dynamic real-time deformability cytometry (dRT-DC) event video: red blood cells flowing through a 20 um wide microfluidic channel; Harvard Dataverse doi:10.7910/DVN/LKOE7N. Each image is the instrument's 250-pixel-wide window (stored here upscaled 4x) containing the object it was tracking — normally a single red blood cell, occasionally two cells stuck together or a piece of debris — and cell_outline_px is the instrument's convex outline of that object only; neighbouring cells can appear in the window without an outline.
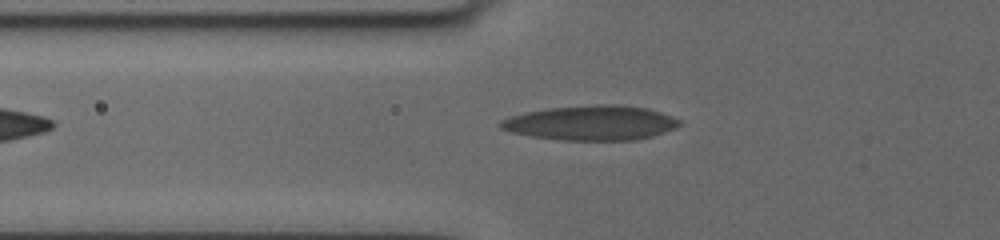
{"species": "human", "species_latin": "Homo sapiens", "temperature_condition": "cold", "stored_images_in_passage": 5, "camera_frame_rate_fps": 3000, "um_per_image_px": 0.085, "donor": {"sex": "female"}, "frame": {"image": 1, "passage_image": 5, "time_ms": 4.0, "image_size_px": [1000, 240], "cell_outline_px": [[680, 124], [676, 128], [652, 136], [636, 140], [564, 140], [532, 136], [512, 132], [500, 128], [500, 120], [524, 112], [548, 108], [596, 104], [616, 104], [648, 108], [672, 116], [680, 120]], "centroid_in_image_um": [50.27, 10.44], "position_along_channel_um": 75.5, "area_um2": 36.13}}